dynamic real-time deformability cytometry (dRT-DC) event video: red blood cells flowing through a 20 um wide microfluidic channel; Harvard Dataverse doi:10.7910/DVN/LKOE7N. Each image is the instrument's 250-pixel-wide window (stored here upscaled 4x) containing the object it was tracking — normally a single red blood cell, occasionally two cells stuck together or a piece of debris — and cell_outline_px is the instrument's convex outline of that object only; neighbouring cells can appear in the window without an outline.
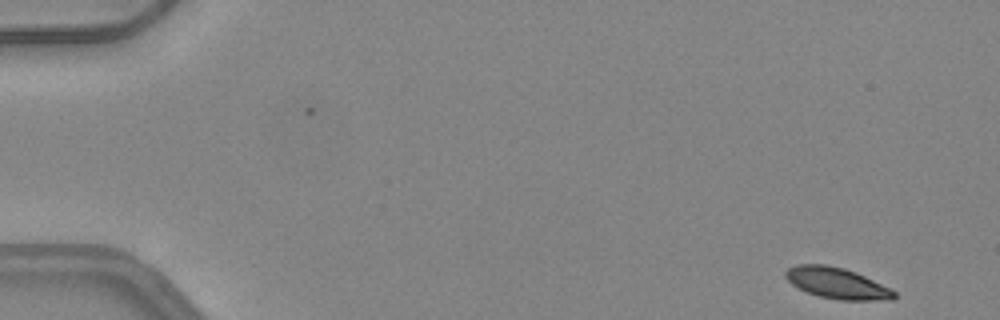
{"species": "common noctule bat (a hibernating species)", "species_latin": "Nyctalus noctula", "temperature_condition": "warm", "stored_images_in_passage": 15, "camera_frame_rate_fps": 3000, "um_per_image_px": 0.085, "animal": {"sex": "female", "body_mass_g": 24.6, "forearm_length_mm": 56.2}, "frame": {"image": 1, "passage_image": 1, "time_ms": 0.0, "image_size_px": [1000, 320], "cell_outline_px": [[896, 296], [892, 300], [840, 300], [820, 296], [808, 292], [792, 284], [784, 276], [784, 272], [788, 268], [796, 264], [828, 264], [844, 268], [856, 272], [896, 292]], "centroid_in_image_um": [71.12, 24.05], "position_along_channel_um": 13.9, "area_um2": 19.48}}
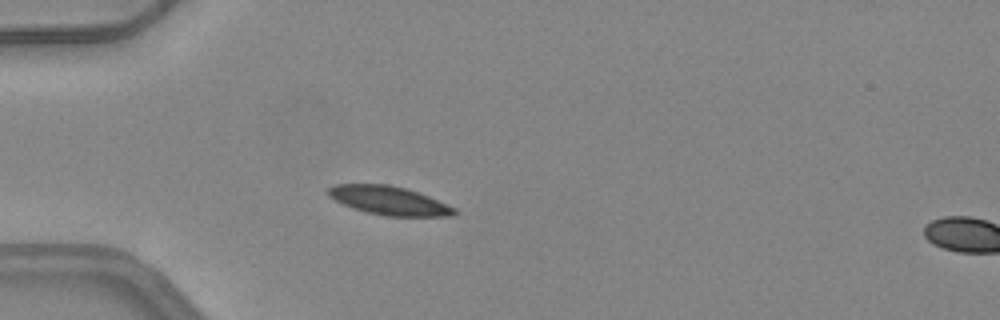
{"frame": {"image": 2, "passage_image": 13, "time_ms": 4.0, "image_size_px": [1000, 320], "cell_outline_px": [[460, 212], [456, 216], [384, 216], [352, 208], [328, 196], [328, 188], [336, 184], [388, 184], [404, 188], [428, 196], [456, 208]], "centroid_in_image_um": [33.1, 17.06], "position_along_channel_um": 51.9, "area_um2": 20.98}}